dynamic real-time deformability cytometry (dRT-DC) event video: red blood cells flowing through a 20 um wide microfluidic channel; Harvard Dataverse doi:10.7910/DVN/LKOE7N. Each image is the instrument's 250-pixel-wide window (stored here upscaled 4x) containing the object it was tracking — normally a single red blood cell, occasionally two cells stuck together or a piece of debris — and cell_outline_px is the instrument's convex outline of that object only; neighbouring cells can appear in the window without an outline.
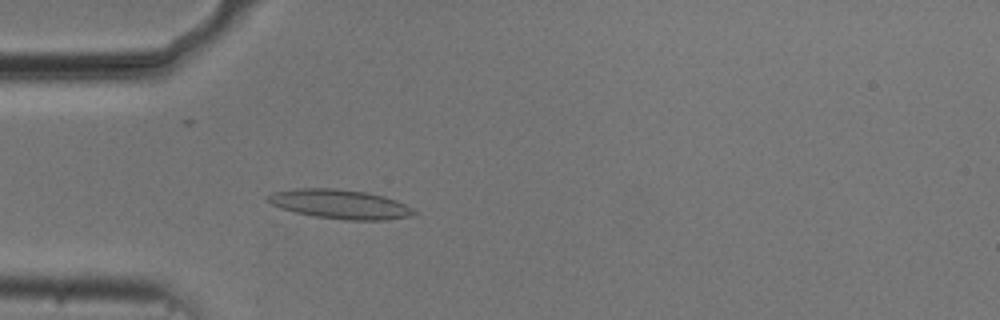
{"species": "common noctule bat (a hibernating species)", "species_latin": "Nyctalus noctula", "temperature_condition": "cold", "stored_images_in_passage": 51, "camera_frame_rate_fps": 3000, "um_per_image_px": 0.085, "animal": {"sex": "male", "body_mass_g": 20.5, "forearm_length_mm": 52.5}, "frame": {"image": 1, "passage_image": 13, "time_ms": 4.0, "image_size_px": [1000, 320], "cell_outline_px": [[420, 212], [412, 216], [384, 220], [344, 220], [316, 216], [296, 212], [280, 208], [264, 200], [272, 192], [296, 188], [336, 188], [364, 192], [384, 196], [396, 200]], "centroid_in_image_um": [28.91, 17.35], "position_along_channel_um": 56.1, "area_um2": 24.97}}
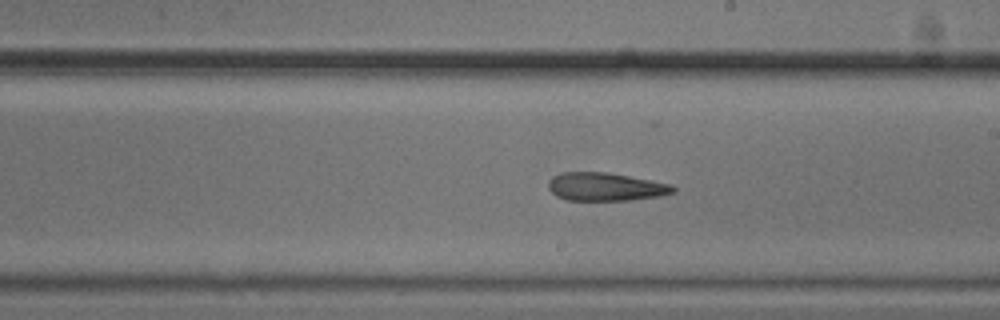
{"frame": {"image": 2, "passage_image": 28, "time_ms": 9.0, "image_size_px": [1000, 320], "cell_outline_px": [[676, 192], [660, 196], [632, 200], [564, 200], [556, 196], [548, 188], [548, 180], [552, 176], [560, 172], [608, 172], [672, 184], [676, 188]], "centroid_in_image_um": [51.46, 15.87], "position_along_channel_um": 237.5, "area_um2": 20.75}}
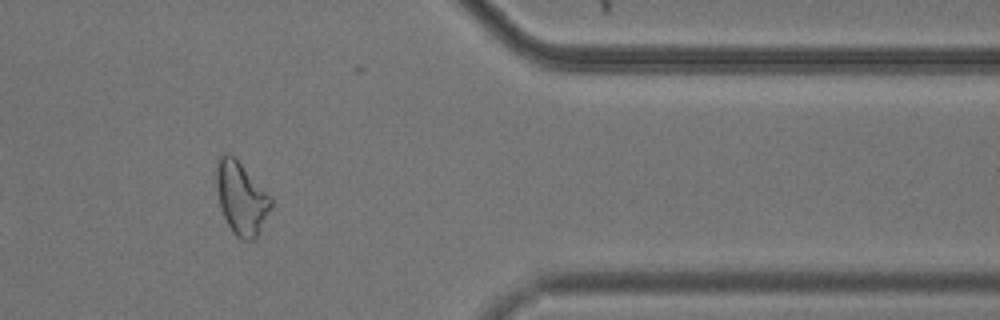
{"frame": {"image": 3, "passage_image": 42, "time_ms": 13.667, "image_size_px": [1000, 320], "cell_outline_px": [[272, 204], [256, 236], [252, 240], [244, 240], [236, 236], [232, 232], [220, 208], [216, 188], [216, 164], [220, 156], [224, 152], [228, 152], [272, 196]], "centroid_in_image_um": [20.48, 16.83], "position_along_channel_um": 390.9, "area_um2": 22.72}, "authors_computed_cell_mechanics": {"area_um2": 22.7154, "velocity_mm_per_s": 3.7231, "shape_relaxation_time_tau1_ms": null, "shape_relaxation_time_tau2_ms": 6.5075, "deformation_change_tau1": null, "deformation_change_tau2": 0.1925}}